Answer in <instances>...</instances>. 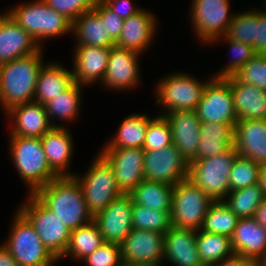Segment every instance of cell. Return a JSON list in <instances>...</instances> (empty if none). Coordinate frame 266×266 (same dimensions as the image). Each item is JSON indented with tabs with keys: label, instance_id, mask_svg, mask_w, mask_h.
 Masks as SVG:
<instances>
[{
	"label": "cell",
	"instance_id": "cell-1",
	"mask_svg": "<svg viewBox=\"0 0 266 266\" xmlns=\"http://www.w3.org/2000/svg\"><path fill=\"white\" fill-rule=\"evenodd\" d=\"M33 195L72 231L93 220L80 183L74 176L58 177L38 188Z\"/></svg>",
	"mask_w": 266,
	"mask_h": 266
},
{
	"label": "cell",
	"instance_id": "cell-2",
	"mask_svg": "<svg viewBox=\"0 0 266 266\" xmlns=\"http://www.w3.org/2000/svg\"><path fill=\"white\" fill-rule=\"evenodd\" d=\"M41 49L0 65V104L8 111L34 100L37 77L42 67Z\"/></svg>",
	"mask_w": 266,
	"mask_h": 266
},
{
	"label": "cell",
	"instance_id": "cell-3",
	"mask_svg": "<svg viewBox=\"0 0 266 266\" xmlns=\"http://www.w3.org/2000/svg\"><path fill=\"white\" fill-rule=\"evenodd\" d=\"M10 153L14 165L33 194L59 176L50 168L38 137L10 136Z\"/></svg>",
	"mask_w": 266,
	"mask_h": 266
},
{
	"label": "cell",
	"instance_id": "cell-4",
	"mask_svg": "<svg viewBox=\"0 0 266 266\" xmlns=\"http://www.w3.org/2000/svg\"><path fill=\"white\" fill-rule=\"evenodd\" d=\"M238 156L234 145L215 156L189 163L188 179L197 185L214 202L223 201L229 190V175Z\"/></svg>",
	"mask_w": 266,
	"mask_h": 266
},
{
	"label": "cell",
	"instance_id": "cell-5",
	"mask_svg": "<svg viewBox=\"0 0 266 266\" xmlns=\"http://www.w3.org/2000/svg\"><path fill=\"white\" fill-rule=\"evenodd\" d=\"M39 44L41 39L71 32L72 22L43 0L25 3L7 12Z\"/></svg>",
	"mask_w": 266,
	"mask_h": 266
},
{
	"label": "cell",
	"instance_id": "cell-6",
	"mask_svg": "<svg viewBox=\"0 0 266 266\" xmlns=\"http://www.w3.org/2000/svg\"><path fill=\"white\" fill-rule=\"evenodd\" d=\"M73 176L80 183L88 211L93 216L123 194L117 185L113 167L101 154L93 160L84 177Z\"/></svg>",
	"mask_w": 266,
	"mask_h": 266
},
{
	"label": "cell",
	"instance_id": "cell-7",
	"mask_svg": "<svg viewBox=\"0 0 266 266\" xmlns=\"http://www.w3.org/2000/svg\"><path fill=\"white\" fill-rule=\"evenodd\" d=\"M18 211L34 227L44 246L57 259L64 257L71 231L62 221L45 207L33 194Z\"/></svg>",
	"mask_w": 266,
	"mask_h": 266
},
{
	"label": "cell",
	"instance_id": "cell-8",
	"mask_svg": "<svg viewBox=\"0 0 266 266\" xmlns=\"http://www.w3.org/2000/svg\"><path fill=\"white\" fill-rule=\"evenodd\" d=\"M10 236L3 244L19 266H52L58 260L44 246L34 227L17 210Z\"/></svg>",
	"mask_w": 266,
	"mask_h": 266
},
{
	"label": "cell",
	"instance_id": "cell-9",
	"mask_svg": "<svg viewBox=\"0 0 266 266\" xmlns=\"http://www.w3.org/2000/svg\"><path fill=\"white\" fill-rule=\"evenodd\" d=\"M213 202L188 178L178 182L174 185L172 193L170 212L172 226L199 230Z\"/></svg>",
	"mask_w": 266,
	"mask_h": 266
},
{
	"label": "cell",
	"instance_id": "cell-10",
	"mask_svg": "<svg viewBox=\"0 0 266 266\" xmlns=\"http://www.w3.org/2000/svg\"><path fill=\"white\" fill-rule=\"evenodd\" d=\"M208 82H199L182 72L168 75L156 87V104L166 108L163 115L176 111H195Z\"/></svg>",
	"mask_w": 266,
	"mask_h": 266
},
{
	"label": "cell",
	"instance_id": "cell-11",
	"mask_svg": "<svg viewBox=\"0 0 266 266\" xmlns=\"http://www.w3.org/2000/svg\"><path fill=\"white\" fill-rule=\"evenodd\" d=\"M189 163L174 144L144 153V180L176 185L188 178Z\"/></svg>",
	"mask_w": 266,
	"mask_h": 266
},
{
	"label": "cell",
	"instance_id": "cell-12",
	"mask_svg": "<svg viewBox=\"0 0 266 266\" xmlns=\"http://www.w3.org/2000/svg\"><path fill=\"white\" fill-rule=\"evenodd\" d=\"M193 31L203 42L224 36L234 15L229 14L228 0H193Z\"/></svg>",
	"mask_w": 266,
	"mask_h": 266
},
{
	"label": "cell",
	"instance_id": "cell-13",
	"mask_svg": "<svg viewBox=\"0 0 266 266\" xmlns=\"http://www.w3.org/2000/svg\"><path fill=\"white\" fill-rule=\"evenodd\" d=\"M195 111L201 122L236 124L238 121L232 90L223 78L210 79Z\"/></svg>",
	"mask_w": 266,
	"mask_h": 266
},
{
	"label": "cell",
	"instance_id": "cell-14",
	"mask_svg": "<svg viewBox=\"0 0 266 266\" xmlns=\"http://www.w3.org/2000/svg\"><path fill=\"white\" fill-rule=\"evenodd\" d=\"M120 248L122 262L161 266L164 260V233L133 228Z\"/></svg>",
	"mask_w": 266,
	"mask_h": 266
},
{
	"label": "cell",
	"instance_id": "cell-15",
	"mask_svg": "<svg viewBox=\"0 0 266 266\" xmlns=\"http://www.w3.org/2000/svg\"><path fill=\"white\" fill-rule=\"evenodd\" d=\"M133 201L129 194H122L105 209L93 216L104 242L121 244L133 229Z\"/></svg>",
	"mask_w": 266,
	"mask_h": 266
},
{
	"label": "cell",
	"instance_id": "cell-16",
	"mask_svg": "<svg viewBox=\"0 0 266 266\" xmlns=\"http://www.w3.org/2000/svg\"><path fill=\"white\" fill-rule=\"evenodd\" d=\"M143 148L103 149L100 154L113 167L119 190L129 194L144 180Z\"/></svg>",
	"mask_w": 266,
	"mask_h": 266
},
{
	"label": "cell",
	"instance_id": "cell-17",
	"mask_svg": "<svg viewBox=\"0 0 266 266\" xmlns=\"http://www.w3.org/2000/svg\"><path fill=\"white\" fill-rule=\"evenodd\" d=\"M40 45L8 13L0 15V65L36 53Z\"/></svg>",
	"mask_w": 266,
	"mask_h": 266
},
{
	"label": "cell",
	"instance_id": "cell-18",
	"mask_svg": "<svg viewBox=\"0 0 266 266\" xmlns=\"http://www.w3.org/2000/svg\"><path fill=\"white\" fill-rule=\"evenodd\" d=\"M168 121L172 142L191 163L197 156L201 121L196 111H176L164 114Z\"/></svg>",
	"mask_w": 266,
	"mask_h": 266
},
{
	"label": "cell",
	"instance_id": "cell-19",
	"mask_svg": "<svg viewBox=\"0 0 266 266\" xmlns=\"http://www.w3.org/2000/svg\"><path fill=\"white\" fill-rule=\"evenodd\" d=\"M138 57L139 53L135 51L112 46L103 84L116 90L131 89L137 85L140 79Z\"/></svg>",
	"mask_w": 266,
	"mask_h": 266
},
{
	"label": "cell",
	"instance_id": "cell-20",
	"mask_svg": "<svg viewBox=\"0 0 266 266\" xmlns=\"http://www.w3.org/2000/svg\"><path fill=\"white\" fill-rule=\"evenodd\" d=\"M233 138L238 155L260 165L266 163V120H238Z\"/></svg>",
	"mask_w": 266,
	"mask_h": 266
},
{
	"label": "cell",
	"instance_id": "cell-21",
	"mask_svg": "<svg viewBox=\"0 0 266 266\" xmlns=\"http://www.w3.org/2000/svg\"><path fill=\"white\" fill-rule=\"evenodd\" d=\"M6 115L15 121L10 136L41 138L53 126H62L50 123L45 105L35 101L13 106Z\"/></svg>",
	"mask_w": 266,
	"mask_h": 266
},
{
	"label": "cell",
	"instance_id": "cell-22",
	"mask_svg": "<svg viewBox=\"0 0 266 266\" xmlns=\"http://www.w3.org/2000/svg\"><path fill=\"white\" fill-rule=\"evenodd\" d=\"M74 54V82L89 85L105 76L108 57L111 48L94 47L89 45L77 46Z\"/></svg>",
	"mask_w": 266,
	"mask_h": 266
},
{
	"label": "cell",
	"instance_id": "cell-23",
	"mask_svg": "<svg viewBox=\"0 0 266 266\" xmlns=\"http://www.w3.org/2000/svg\"><path fill=\"white\" fill-rule=\"evenodd\" d=\"M175 266H203L196 246V230L172 226L164 234V260Z\"/></svg>",
	"mask_w": 266,
	"mask_h": 266
},
{
	"label": "cell",
	"instance_id": "cell-24",
	"mask_svg": "<svg viewBox=\"0 0 266 266\" xmlns=\"http://www.w3.org/2000/svg\"><path fill=\"white\" fill-rule=\"evenodd\" d=\"M156 17L145 9L123 21V28L119 39L115 42L117 47L132 50L141 54L149 47L156 30Z\"/></svg>",
	"mask_w": 266,
	"mask_h": 266
},
{
	"label": "cell",
	"instance_id": "cell-25",
	"mask_svg": "<svg viewBox=\"0 0 266 266\" xmlns=\"http://www.w3.org/2000/svg\"><path fill=\"white\" fill-rule=\"evenodd\" d=\"M223 79L232 90L234 109L238 120H266V91L254 85L239 82L234 76Z\"/></svg>",
	"mask_w": 266,
	"mask_h": 266
},
{
	"label": "cell",
	"instance_id": "cell-26",
	"mask_svg": "<svg viewBox=\"0 0 266 266\" xmlns=\"http://www.w3.org/2000/svg\"><path fill=\"white\" fill-rule=\"evenodd\" d=\"M235 255L258 261L266 252V230L252 218H240L231 236Z\"/></svg>",
	"mask_w": 266,
	"mask_h": 266
},
{
	"label": "cell",
	"instance_id": "cell-27",
	"mask_svg": "<svg viewBox=\"0 0 266 266\" xmlns=\"http://www.w3.org/2000/svg\"><path fill=\"white\" fill-rule=\"evenodd\" d=\"M40 139L50 168L59 177L73 176L66 171L73 152L70 132L63 126H53Z\"/></svg>",
	"mask_w": 266,
	"mask_h": 266
},
{
	"label": "cell",
	"instance_id": "cell-28",
	"mask_svg": "<svg viewBox=\"0 0 266 266\" xmlns=\"http://www.w3.org/2000/svg\"><path fill=\"white\" fill-rule=\"evenodd\" d=\"M74 83L73 72L62 65L52 63L40 68L34 100L45 105Z\"/></svg>",
	"mask_w": 266,
	"mask_h": 266
},
{
	"label": "cell",
	"instance_id": "cell-29",
	"mask_svg": "<svg viewBox=\"0 0 266 266\" xmlns=\"http://www.w3.org/2000/svg\"><path fill=\"white\" fill-rule=\"evenodd\" d=\"M71 32L77 37L76 46L89 45L94 47L111 48L115 41L110 37L105 23L94 10H89L72 22Z\"/></svg>",
	"mask_w": 266,
	"mask_h": 266
},
{
	"label": "cell",
	"instance_id": "cell-30",
	"mask_svg": "<svg viewBox=\"0 0 266 266\" xmlns=\"http://www.w3.org/2000/svg\"><path fill=\"white\" fill-rule=\"evenodd\" d=\"M235 124L202 122L197 156L194 160L220 154L234 145Z\"/></svg>",
	"mask_w": 266,
	"mask_h": 266
},
{
	"label": "cell",
	"instance_id": "cell-31",
	"mask_svg": "<svg viewBox=\"0 0 266 266\" xmlns=\"http://www.w3.org/2000/svg\"><path fill=\"white\" fill-rule=\"evenodd\" d=\"M196 246L203 266H213L235 255L231 237L196 230Z\"/></svg>",
	"mask_w": 266,
	"mask_h": 266
},
{
	"label": "cell",
	"instance_id": "cell-32",
	"mask_svg": "<svg viewBox=\"0 0 266 266\" xmlns=\"http://www.w3.org/2000/svg\"><path fill=\"white\" fill-rule=\"evenodd\" d=\"M149 117L145 114H132L124 118L117 134L103 149L143 148Z\"/></svg>",
	"mask_w": 266,
	"mask_h": 266
},
{
	"label": "cell",
	"instance_id": "cell-33",
	"mask_svg": "<svg viewBox=\"0 0 266 266\" xmlns=\"http://www.w3.org/2000/svg\"><path fill=\"white\" fill-rule=\"evenodd\" d=\"M173 188L166 183L143 180L129 195L133 203L155 210L171 211Z\"/></svg>",
	"mask_w": 266,
	"mask_h": 266
},
{
	"label": "cell",
	"instance_id": "cell-34",
	"mask_svg": "<svg viewBox=\"0 0 266 266\" xmlns=\"http://www.w3.org/2000/svg\"><path fill=\"white\" fill-rule=\"evenodd\" d=\"M103 243L101 232L92 220L90 223L71 231L64 256L71 255L74 259L83 260Z\"/></svg>",
	"mask_w": 266,
	"mask_h": 266
},
{
	"label": "cell",
	"instance_id": "cell-35",
	"mask_svg": "<svg viewBox=\"0 0 266 266\" xmlns=\"http://www.w3.org/2000/svg\"><path fill=\"white\" fill-rule=\"evenodd\" d=\"M228 197V199H227ZM266 198L263 189L257 183L239 190L230 191L223 203L239 218H252L259 204Z\"/></svg>",
	"mask_w": 266,
	"mask_h": 266
},
{
	"label": "cell",
	"instance_id": "cell-36",
	"mask_svg": "<svg viewBox=\"0 0 266 266\" xmlns=\"http://www.w3.org/2000/svg\"><path fill=\"white\" fill-rule=\"evenodd\" d=\"M81 87L82 85L74 82L67 90L61 92V94L45 104L49 121L51 116V121L56 116L58 119L66 121L76 119L82 99L80 96L82 92L80 91Z\"/></svg>",
	"mask_w": 266,
	"mask_h": 266
},
{
	"label": "cell",
	"instance_id": "cell-37",
	"mask_svg": "<svg viewBox=\"0 0 266 266\" xmlns=\"http://www.w3.org/2000/svg\"><path fill=\"white\" fill-rule=\"evenodd\" d=\"M239 219L223 201H216L209 207L200 230L231 237Z\"/></svg>",
	"mask_w": 266,
	"mask_h": 266
},
{
	"label": "cell",
	"instance_id": "cell-38",
	"mask_svg": "<svg viewBox=\"0 0 266 266\" xmlns=\"http://www.w3.org/2000/svg\"><path fill=\"white\" fill-rule=\"evenodd\" d=\"M171 211H162L133 203L132 226L138 230L166 233L171 227Z\"/></svg>",
	"mask_w": 266,
	"mask_h": 266
},
{
	"label": "cell",
	"instance_id": "cell-39",
	"mask_svg": "<svg viewBox=\"0 0 266 266\" xmlns=\"http://www.w3.org/2000/svg\"><path fill=\"white\" fill-rule=\"evenodd\" d=\"M258 23V10L235 14L228 26L225 36L250 45L256 52V24Z\"/></svg>",
	"mask_w": 266,
	"mask_h": 266
},
{
	"label": "cell",
	"instance_id": "cell-40",
	"mask_svg": "<svg viewBox=\"0 0 266 266\" xmlns=\"http://www.w3.org/2000/svg\"><path fill=\"white\" fill-rule=\"evenodd\" d=\"M260 164L238 155L229 175V190H239L258 183Z\"/></svg>",
	"mask_w": 266,
	"mask_h": 266
},
{
	"label": "cell",
	"instance_id": "cell-41",
	"mask_svg": "<svg viewBox=\"0 0 266 266\" xmlns=\"http://www.w3.org/2000/svg\"><path fill=\"white\" fill-rule=\"evenodd\" d=\"M171 130L164 115L150 118L147 126L144 151L159 150L172 145Z\"/></svg>",
	"mask_w": 266,
	"mask_h": 266
},
{
	"label": "cell",
	"instance_id": "cell-42",
	"mask_svg": "<svg viewBox=\"0 0 266 266\" xmlns=\"http://www.w3.org/2000/svg\"><path fill=\"white\" fill-rule=\"evenodd\" d=\"M222 38L229 43V47L232 52H234V56L232 61L225 66L220 72H218L214 78H226L229 76H234L247 62H249L255 55V49L250 45L244 44L237 40H231L227 38L225 35L221 36L212 42L219 41L218 39Z\"/></svg>",
	"mask_w": 266,
	"mask_h": 266
},
{
	"label": "cell",
	"instance_id": "cell-43",
	"mask_svg": "<svg viewBox=\"0 0 266 266\" xmlns=\"http://www.w3.org/2000/svg\"><path fill=\"white\" fill-rule=\"evenodd\" d=\"M234 77L239 82L254 85L266 91V56H263L261 53H256Z\"/></svg>",
	"mask_w": 266,
	"mask_h": 266
},
{
	"label": "cell",
	"instance_id": "cell-44",
	"mask_svg": "<svg viewBox=\"0 0 266 266\" xmlns=\"http://www.w3.org/2000/svg\"><path fill=\"white\" fill-rule=\"evenodd\" d=\"M83 260L87 266H120L122 263L120 244L104 242Z\"/></svg>",
	"mask_w": 266,
	"mask_h": 266
},
{
	"label": "cell",
	"instance_id": "cell-45",
	"mask_svg": "<svg viewBox=\"0 0 266 266\" xmlns=\"http://www.w3.org/2000/svg\"><path fill=\"white\" fill-rule=\"evenodd\" d=\"M48 6L63 14L71 22L84 12L92 10L98 0H43Z\"/></svg>",
	"mask_w": 266,
	"mask_h": 266
},
{
	"label": "cell",
	"instance_id": "cell-46",
	"mask_svg": "<svg viewBox=\"0 0 266 266\" xmlns=\"http://www.w3.org/2000/svg\"><path fill=\"white\" fill-rule=\"evenodd\" d=\"M93 9L100 15L110 37L116 42L120 37L124 20L112 12L101 0L97 1Z\"/></svg>",
	"mask_w": 266,
	"mask_h": 266
},
{
	"label": "cell",
	"instance_id": "cell-47",
	"mask_svg": "<svg viewBox=\"0 0 266 266\" xmlns=\"http://www.w3.org/2000/svg\"><path fill=\"white\" fill-rule=\"evenodd\" d=\"M112 12L116 13L121 19L125 20L136 14L139 9L132 5L131 0H101Z\"/></svg>",
	"mask_w": 266,
	"mask_h": 266
},
{
	"label": "cell",
	"instance_id": "cell-48",
	"mask_svg": "<svg viewBox=\"0 0 266 266\" xmlns=\"http://www.w3.org/2000/svg\"><path fill=\"white\" fill-rule=\"evenodd\" d=\"M266 48V14L258 11V23L256 24V53H262Z\"/></svg>",
	"mask_w": 266,
	"mask_h": 266
},
{
	"label": "cell",
	"instance_id": "cell-49",
	"mask_svg": "<svg viewBox=\"0 0 266 266\" xmlns=\"http://www.w3.org/2000/svg\"><path fill=\"white\" fill-rule=\"evenodd\" d=\"M213 266H257V261L239 255H234L231 258L225 259Z\"/></svg>",
	"mask_w": 266,
	"mask_h": 266
},
{
	"label": "cell",
	"instance_id": "cell-50",
	"mask_svg": "<svg viewBox=\"0 0 266 266\" xmlns=\"http://www.w3.org/2000/svg\"><path fill=\"white\" fill-rule=\"evenodd\" d=\"M0 266H19L4 245L0 246Z\"/></svg>",
	"mask_w": 266,
	"mask_h": 266
},
{
	"label": "cell",
	"instance_id": "cell-51",
	"mask_svg": "<svg viewBox=\"0 0 266 266\" xmlns=\"http://www.w3.org/2000/svg\"><path fill=\"white\" fill-rule=\"evenodd\" d=\"M253 218L266 230V198L257 207Z\"/></svg>",
	"mask_w": 266,
	"mask_h": 266
},
{
	"label": "cell",
	"instance_id": "cell-52",
	"mask_svg": "<svg viewBox=\"0 0 266 266\" xmlns=\"http://www.w3.org/2000/svg\"><path fill=\"white\" fill-rule=\"evenodd\" d=\"M258 184L261 186L264 195L266 196V163L260 165Z\"/></svg>",
	"mask_w": 266,
	"mask_h": 266
},
{
	"label": "cell",
	"instance_id": "cell-53",
	"mask_svg": "<svg viewBox=\"0 0 266 266\" xmlns=\"http://www.w3.org/2000/svg\"><path fill=\"white\" fill-rule=\"evenodd\" d=\"M257 266H266V252L265 254L257 261Z\"/></svg>",
	"mask_w": 266,
	"mask_h": 266
},
{
	"label": "cell",
	"instance_id": "cell-54",
	"mask_svg": "<svg viewBox=\"0 0 266 266\" xmlns=\"http://www.w3.org/2000/svg\"><path fill=\"white\" fill-rule=\"evenodd\" d=\"M120 266H149V265H144V264H131V263L122 262Z\"/></svg>",
	"mask_w": 266,
	"mask_h": 266
},
{
	"label": "cell",
	"instance_id": "cell-55",
	"mask_svg": "<svg viewBox=\"0 0 266 266\" xmlns=\"http://www.w3.org/2000/svg\"><path fill=\"white\" fill-rule=\"evenodd\" d=\"M264 4H265V10L262 11V12H263L264 14H266V0H265Z\"/></svg>",
	"mask_w": 266,
	"mask_h": 266
},
{
	"label": "cell",
	"instance_id": "cell-56",
	"mask_svg": "<svg viewBox=\"0 0 266 266\" xmlns=\"http://www.w3.org/2000/svg\"><path fill=\"white\" fill-rule=\"evenodd\" d=\"M263 56H266V48L265 50L261 53Z\"/></svg>",
	"mask_w": 266,
	"mask_h": 266
}]
</instances>
